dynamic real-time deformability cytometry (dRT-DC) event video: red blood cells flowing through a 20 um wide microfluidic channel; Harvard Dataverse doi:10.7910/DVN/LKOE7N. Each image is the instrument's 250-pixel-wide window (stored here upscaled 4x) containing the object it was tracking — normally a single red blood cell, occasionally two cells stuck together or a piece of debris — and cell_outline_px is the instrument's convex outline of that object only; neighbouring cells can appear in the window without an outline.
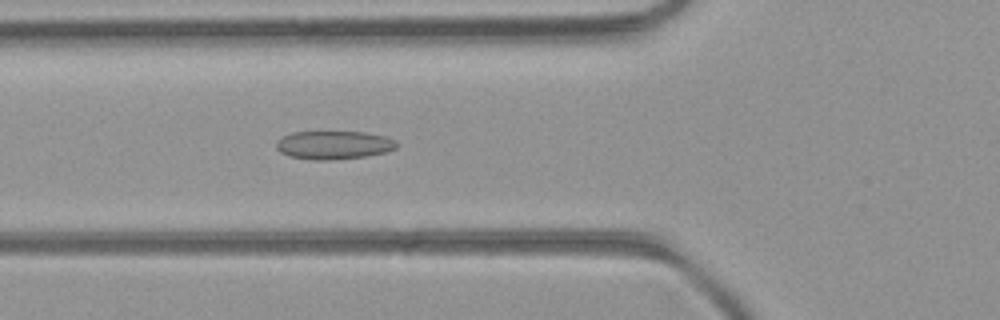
{"species": "common noctule bat (a hibernating species)", "species_latin": "Nyctalus noctula", "temperature_condition": "room temperature", "stored_images_in_passage": 14, "camera_frame_rate_fps": 3000, "um_per_image_px": 0.085, "animal": {"sex": "female", "body_mass_g": 21.9}, "frame": {"image": 1, "passage_image": 5, "time_ms": 1.333, "image_size_px": [1000, 320], "cell_outline_px": [[396, 148], [384, 152], [364, 156], [328, 160], [312, 160], [288, 156], [280, 152], [276, 148], [276, 140], [292, 132], [364, 132], [384, 136], [396, 140]], "centroid_in_image_um": [28.32, 12.32], "position_along_channel_um": 97.5, "area_um2": 19.77}}
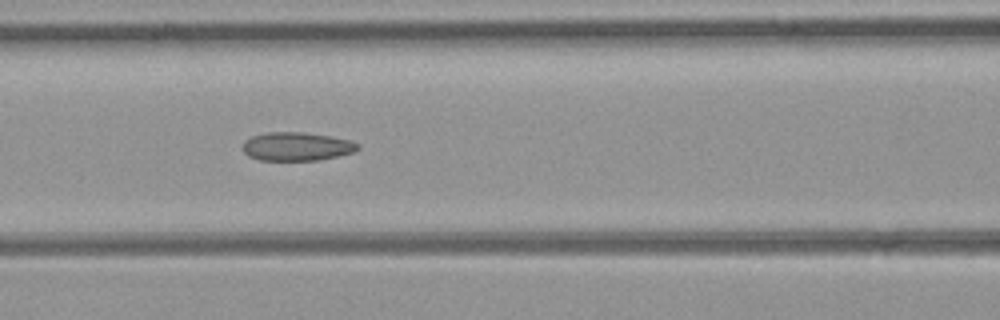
{"frame": {"image": 2, "passage_image": 8, "time_ms": 2.333, "image_size_px": [1000, 320], "cell_outline_px": [[360, 148], [352, 152], [320, 160], [260, 160], [248, 156], [244, 152], [244, 140], [252, 136], [268, 132], [300, 132], [332, 136], [352, 140], [360, 144]], "centroid_in_image_um": [25.24, 12.44], "position_along_channel_um": 141.4, "area_um2": 19.13}}